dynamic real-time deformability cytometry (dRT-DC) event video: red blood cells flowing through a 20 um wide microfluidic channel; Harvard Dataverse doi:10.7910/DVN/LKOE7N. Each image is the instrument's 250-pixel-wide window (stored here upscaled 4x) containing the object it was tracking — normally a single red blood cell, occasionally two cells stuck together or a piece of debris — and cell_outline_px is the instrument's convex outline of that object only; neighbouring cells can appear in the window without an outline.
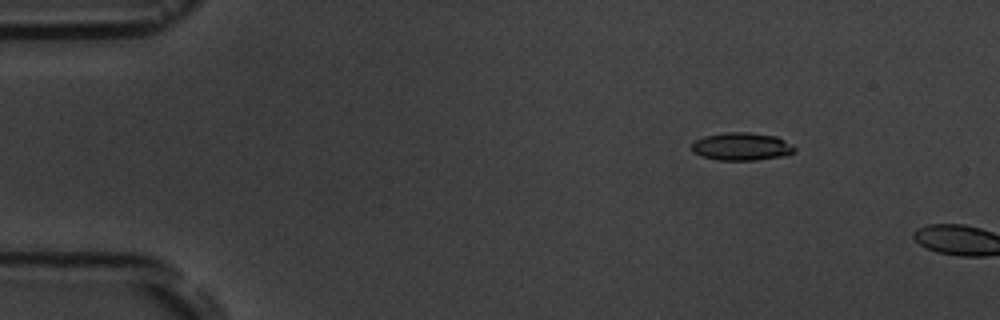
{"species": "common noctule bat (a hibernating species)", "species_latin": "Nyctalus noctula", "temperature_condition": "room temperature", "stored_images_in_passage": 4, "camera_frame_rate_fps": 3000, "um_per_image_px": 0.085, "animal": {"sex": "male", "body_mass_g": 19.5, "forearm_length_mm": 54.6}, "frame": {"image": 1, "passage_image": 3, "time_ms": 2.0, "image_size_px": [1000, 320], "cell_outline_px": [[796, 152], [784, 156], [756, 160], [716, 160], [700, 156], [692, 152], [688, 148], [696, 140], [704, 136], [724, 132], [748, 132], [776, 136], [792, 144], [796, 148]], "centroid_in_image_um": [63.01, 12.46], "position_along_channel_um": 22.0, "area_um2": 16.99}}